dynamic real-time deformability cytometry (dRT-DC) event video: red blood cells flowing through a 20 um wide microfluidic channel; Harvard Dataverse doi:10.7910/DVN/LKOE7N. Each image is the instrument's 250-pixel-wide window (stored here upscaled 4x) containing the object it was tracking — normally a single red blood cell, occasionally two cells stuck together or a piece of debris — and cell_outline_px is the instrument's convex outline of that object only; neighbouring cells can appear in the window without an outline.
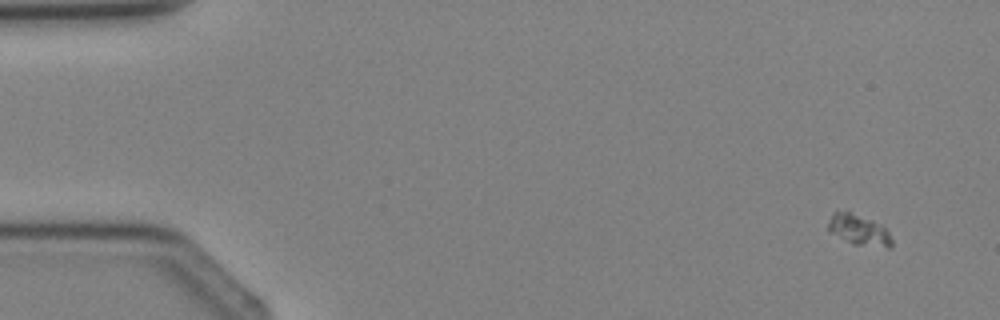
{"species": "Egyptian fruit bat (a non-hibernating species)", "species_latin": "Rousettus aegyptiacus", "temperature_condition": "cold", "stored_images_in_passage": 4, "camera_frame_rate_fps": 3000, "um_per_image_px": 0.085, "animal": {"sex": "female"}, "frame": {"image": 1, "passage_image": 1, "time_ms": 0.0, "image_size_px": [1000, 320], "cell_outline_px": [[892, 248], [888, 248], [852, 244], [828, 228], [828, 224], [832, 212], [848, 212], [872, 220], [880, 224], [888, 232], [892, 240]], "centroid_in_image_um": [73.06, 19.56], "position_along_channel_um": 11.9, "area_um2": 10.98}}
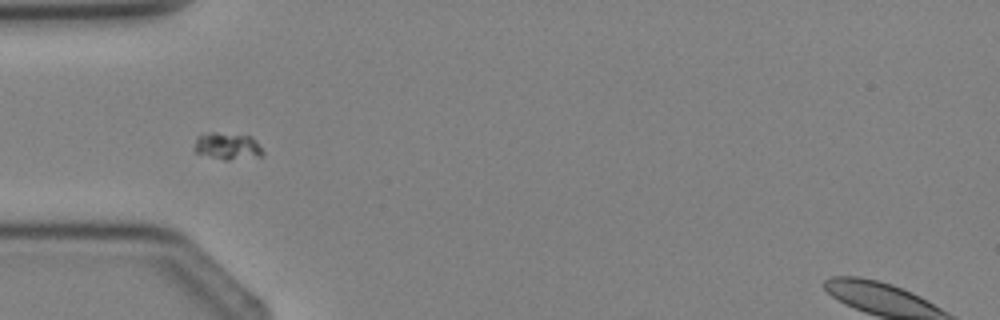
{"frame": {"image": 2, "passage_image": 4, "time_ms": 3.333, "image_size_px": [1000, 320], "cell_outline_px": [[264, 156], [228, 160], [224, 160], [196, 152], [196, 140], [200, 136], [208, 132], [212, 132], [252, 136], [256, 140], [264, 152]], "centroid_in_image_um": [19.42, 12.43], "position_along_channel_um": 65.6, "area_um2": 10.58}}